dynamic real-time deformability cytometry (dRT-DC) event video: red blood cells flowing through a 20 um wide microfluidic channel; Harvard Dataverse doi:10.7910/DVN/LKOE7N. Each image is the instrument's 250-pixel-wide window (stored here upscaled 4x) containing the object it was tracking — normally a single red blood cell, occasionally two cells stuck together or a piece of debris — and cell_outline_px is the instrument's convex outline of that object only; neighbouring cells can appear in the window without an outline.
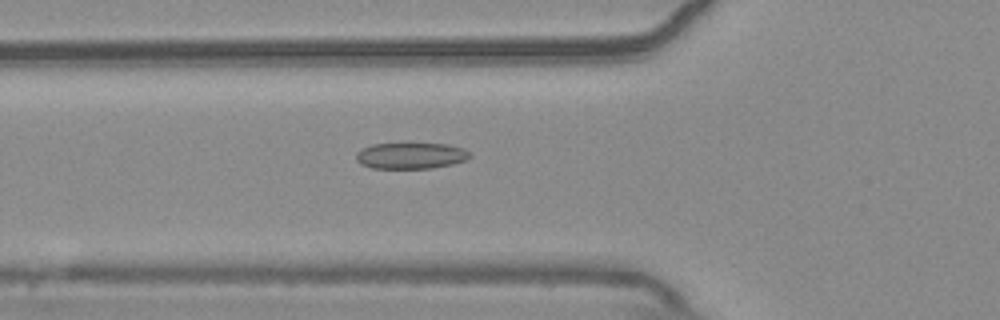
{"species": "common noctule bat (a hibernating species)", "species_latin": "Nyctalus noctula", "temperature_condition": "warm", "stored_images_in_passage": 55, "camera_frame_rate_fps": 3000, "um_per_image_px": 0.085, "animal": {"sex": "male", "body_mass_g": 20.4}, "frame": {"image": 1, "passage_image": 20, "time_ms": 6.333, "image_size_px": [1000, 320], "cell_outline_px": [[472, 156], [464, 160], [452, 164], [432, 168], [372, 168], [360, 164], [356, 160], [356, 152], [360, 148], [372, 144], [448, 144], [464, 148]], "centroid_in_image_um": [34.88, 13.23], "position_along_channel_um": 90.9, "area_um2": 17.34}}
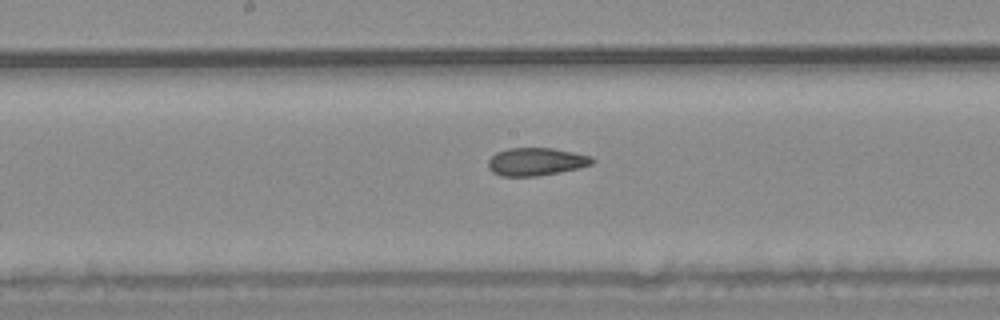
{"frame": {"image": 2, "passage_image": 29, "time_ms": 9.333, "image_size_px": [1000, 320], "cell_outline_px": [[596, 160], [592, 164], [580, 168], [536, 176], [500, 176], [492, 172], [488, 168], [488, 160], [496, 152], [508, 148], [552, 148], [592, 156]], "centroid_in_image_um": [45.56, 13.74], "position_along_channel_um": 202.6, "area_um2": 16.94}}
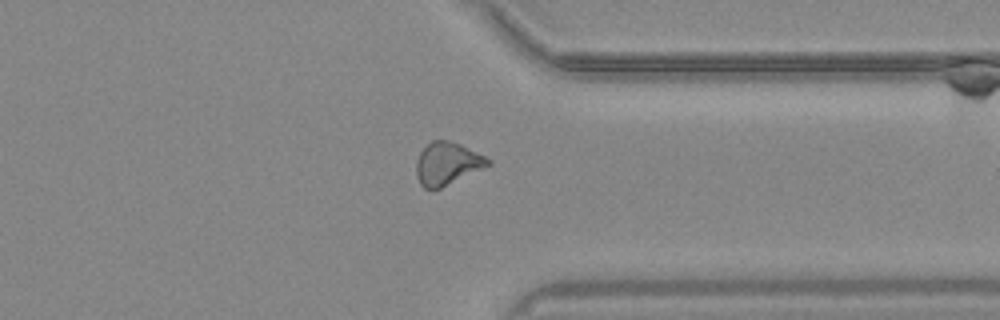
{"frame": {"image": 3, "passage_image": 43, "time_ms": 14.0, "image_size_px": [1000, 320], "cell_outline_px": [[492, 164], [440, 188], [424, 188], [420, 184], [416, 176], [416, 160], [420, 152], [432, 140], [448, 140], [460, 144], [492, 160]], "centroid_in_image_um": [38.0, 13.9], "position_along_channel_um": 373.4, "area_um2": 17.63}, "authors_computed_cell_mechanics": {"area_um2": 17.6868, "velocity_mm_per_s": 3.7011, "shape_relaxation_time_tau1_ms": null, "shape_relaxation_time_tau2_ms": 2.4843, "deformation_change_tau1": null, "deformation_change_tau2": 0.0982}}